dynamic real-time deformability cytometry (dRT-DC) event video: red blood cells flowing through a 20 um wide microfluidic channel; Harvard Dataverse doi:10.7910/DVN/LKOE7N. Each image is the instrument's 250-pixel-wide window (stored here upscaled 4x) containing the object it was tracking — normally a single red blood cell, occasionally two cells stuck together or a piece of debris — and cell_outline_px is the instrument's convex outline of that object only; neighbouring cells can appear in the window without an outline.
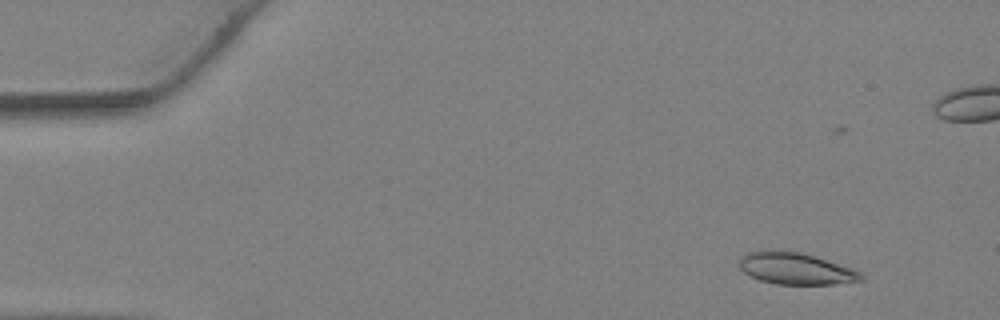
{"species": "Egyptian fruit bat (a non-hibernating species)", "species_latin": "Rousettus aegyptiacus", "temperature_condition": "warm", "stored_images_in_passage": 33, "camera_frame_rate_fps": 3000, "um_per_image_px": 0.085, "animal": {"sex": "female"}, "frame": {"image": 1, "passage_image": 3, "time_ms": 0.667, "image_size_px": [1000, 320], "cell_outline_px": [[864, 280], [832, 284], [776, 284], [760, 280], [744, 272], [740, 268], [740, 260], [748, 252], [764, 248], [768, 248], [800, 252], [852, 268], [860, 272], [864, 276]], "centroid_in_image_um": [67.61, 22.81], "position_along_channel_um": 17.4, "area_um2": 22.54}}
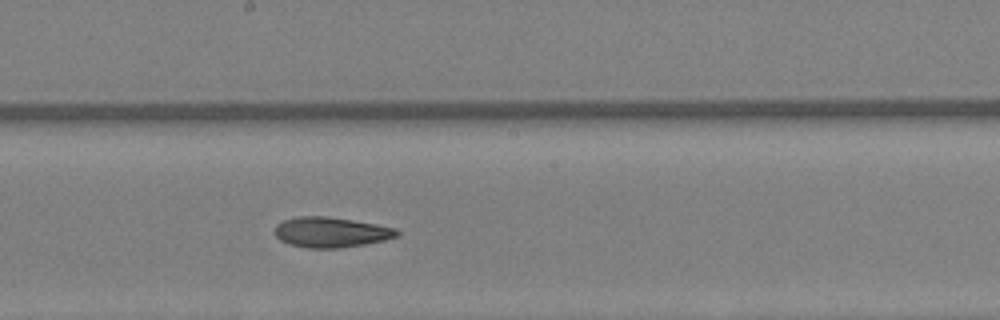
{"frame": {"image": 2, "passage_image": 20, "time_ms": 6.333, "image_size_px": [1000, 320], "cell_outline_px": [[400, 236], [384, 240], [364, 244], [336, 248], [308, 248], [288, 244], [280, 240], [276, 236], [276, 224], [284, 220], [296, 216], [328, 216], [376, 224], [396, 228], [400, 232]], "centroid_in_image_um": [28.14, 19.73], "position_along_channel_um": 220.1, "area_um2": 21.56}}
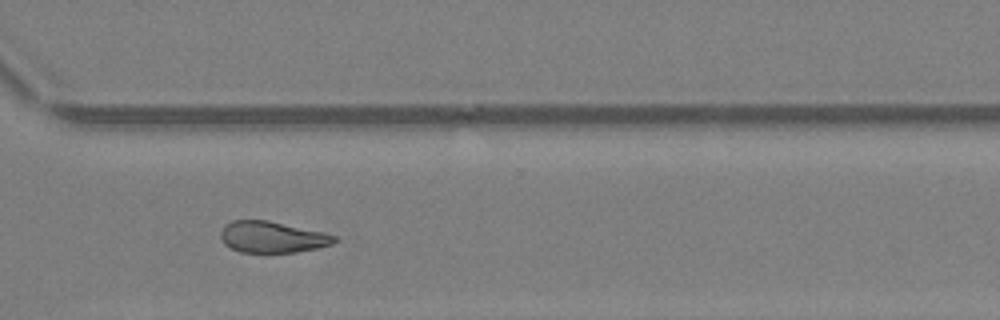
{"frame": {"image": 3, "passage_image": 27, "time_ms": 8.667, "image_size_px": [1000, 320], "cell_outline_px": [[340, 240], [332, 244], [316, 248], [296, 252], [240, 252], [224, 244], [220, 236], [220, 232], [224, 224], [232, 220], [268, 220], [324, 232], [336, 236]], "centroid_in_image_um": [23.14, 20.14], "position_along_channel_um": 347.5, "area_um2": 20.87}}